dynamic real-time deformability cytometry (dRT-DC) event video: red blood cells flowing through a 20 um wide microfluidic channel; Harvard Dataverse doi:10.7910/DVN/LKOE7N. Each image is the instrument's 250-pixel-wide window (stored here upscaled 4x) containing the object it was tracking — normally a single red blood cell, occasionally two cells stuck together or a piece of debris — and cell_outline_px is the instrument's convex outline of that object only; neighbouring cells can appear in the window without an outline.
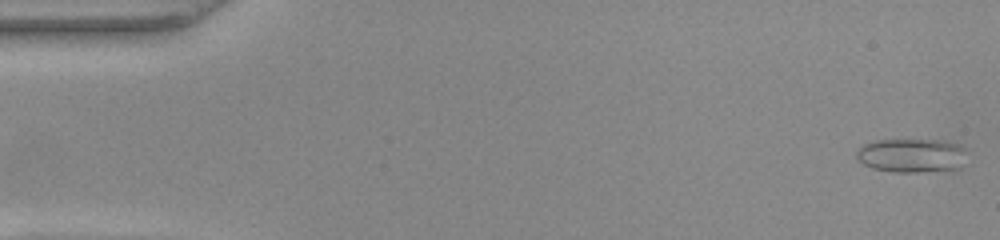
{"species": "common noctule bat (a hibernating species)", "species_latin": "Nyctalus noctula", "temperature_condition": "warm", "stored_images_in_passage": 49, "camera_frame_rate_fps": 3000, "um_per_image_px": 0.085, "animal": {"sex": "female", "body_mass_g": 22.0, "forearm_length_mm": 56.7}, "frame": {"image": 1, "passage_image": 1, "time_ms": 0.0, "image_size_px": [1000, 240], "cell_outline_px": [[968, 148], [960, 168], [916, 172], [892, 172], [872, 168], [864, 164], [856, 156], [856, 152], [864, 144], [876, 140], [944, 140], [960, 144]], "centroid_in_image_um": [77.53, 13.2], "position_along_channel_um": 7.5, "area_um2": 21.91}}
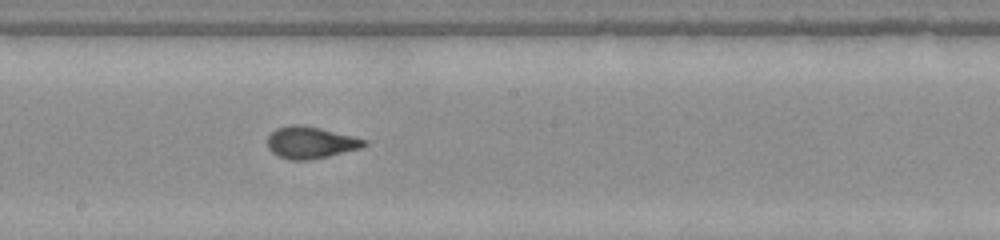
{"frame": {"image": 2, "passage_image": 27, "time_ms": 8.667, "image_size_px": [1000, 240], "cell_outline_px": [[368, 144], [360, 148], [328, 156], [308, 160], [288, 160], [272, 152], [268, 148], [268, 136], [276, 128], [292, 124], [300, 124], [320, 128], [368, 140]], "centroid_in_image_um": [26.39, 12.11], "position_along_channel_um": 221.8, "area_um2": 17.86}}
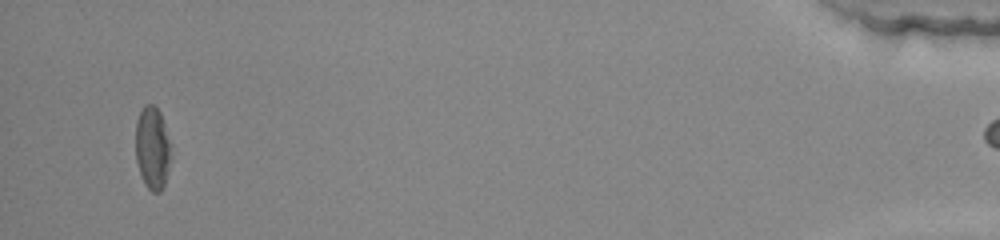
{"frame": {"image": 3, "passage_image": 48, "time_ms": 15.667, "image_size_px": [1000, 240], "cell_outline_px": [[172, 160], [164, 184], [160, 192], [152, 192], [144, 184], [136, 160], [136, 120], [144, 104], [152, 104], [160, 112], [164, 124], [168, 140]], "centroid_in_image_um": [12.95, 12.6], "position_along_channel_um": 422.2, "area_um2": 16.99}}